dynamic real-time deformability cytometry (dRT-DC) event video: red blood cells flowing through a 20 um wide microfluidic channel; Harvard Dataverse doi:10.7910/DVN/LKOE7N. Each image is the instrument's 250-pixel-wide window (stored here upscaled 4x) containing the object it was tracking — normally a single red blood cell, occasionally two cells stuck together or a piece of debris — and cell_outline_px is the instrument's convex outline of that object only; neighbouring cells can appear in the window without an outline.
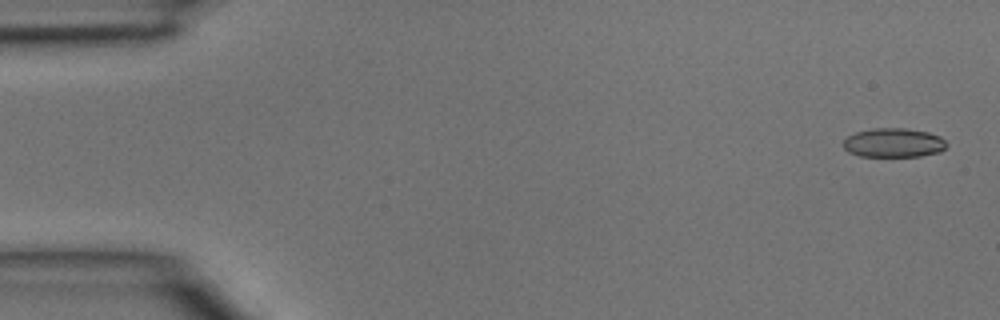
{"species": "common noctule bat (a hibernating species)", "species_latin": "Nyctalus noctula", "temperature_condition": "room temperature", "stored_images_in_passage": 3, "camera_frame_rate_fps": 3000, "um_per_image_px": 0.085, "animal": {"sex": "male", "body_mass_g": 15.6}, "frame": {"image": 1, "passage_image": 1, "time_ms": 0.0, "image_size_px": [1000, 320], "cell_outline_px": [[948, 144], [940, 152], [920, 156], [860, 156], [848, 152], [844, 148], [844, 140], [848, 136], [856, 132], [872, 128], [904, 128], [928, 132], [940, 136]], "centroid_in_image_um": [75.96, 12.13], "position_along_channel_um": 9.0, "area_um2": 17.51}}
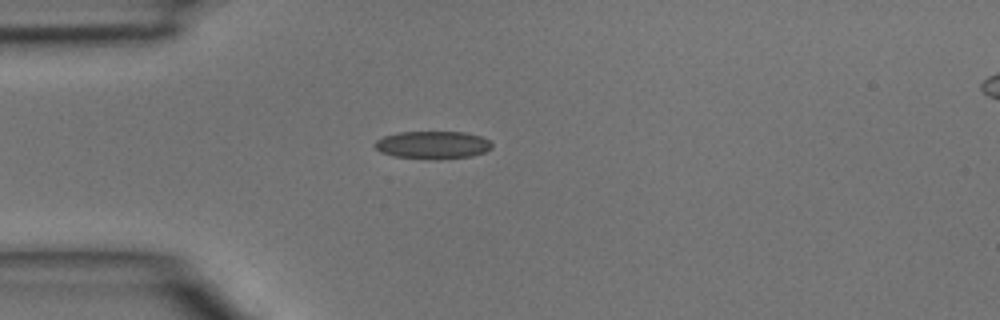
{"frame": {"image": 2, "passage_image": 3, "time_ms": 0.667, "image_size_px": [1000, 320], "cell_outline_px": [[492, 148], [484, 152], [472, 156], [436, 160], [432, 160], [392, 156], [380, 152], [372, 144], [376, 140], [384, 136], [396, 132], [468, 132], [480, 136], [488, 140], [492, 144]], "centroid_in_image_um": [36.75, 12.33], "position_along_channel_um": 48.2, "area_um2": 19.25}}